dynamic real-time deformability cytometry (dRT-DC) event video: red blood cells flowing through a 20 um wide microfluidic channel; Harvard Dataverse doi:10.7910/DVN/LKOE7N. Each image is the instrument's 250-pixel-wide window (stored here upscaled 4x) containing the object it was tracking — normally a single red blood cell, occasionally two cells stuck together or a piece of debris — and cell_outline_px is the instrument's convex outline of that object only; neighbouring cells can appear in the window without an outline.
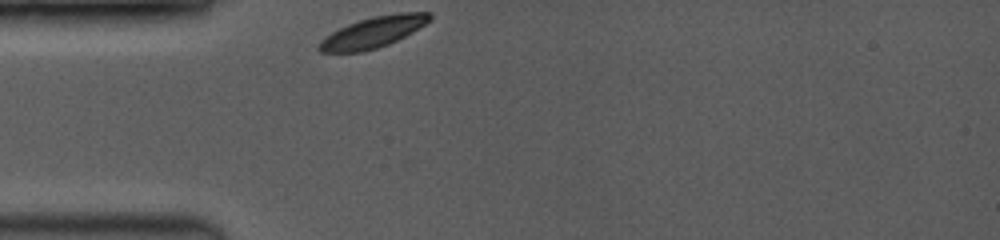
{"species": "common noctule bat (a hibernating species)", "species_latin": "Nyctalus noctula", "temperature_condition": "room temperature", "stored_images_in_passage": 5, "camera_frame_rate_fps": 3500, "um_per_image_px": 0.085, "animal": {"sex": "female", "body_mass_g": 19.0, "forearm_length_mm": 53.3}, "frame": {"image": 1, "passage_image": 1, "time_ms": 0.0, "image_size_px": [1000, 240], "cell_outline_px": [[432, 20], [412, 32], [388, 44], [376, 48], [360, 52], [320, 52], [316, 48], [316, 44], [320, 40], [332, 32], [348, 24], [360, 20], [376, 16], [400, 12], [432, 12]], "centroid_in_image_um": [31.71, 2.74], "position_along_channel_um": 53.3, "area_um2": 19.83}}
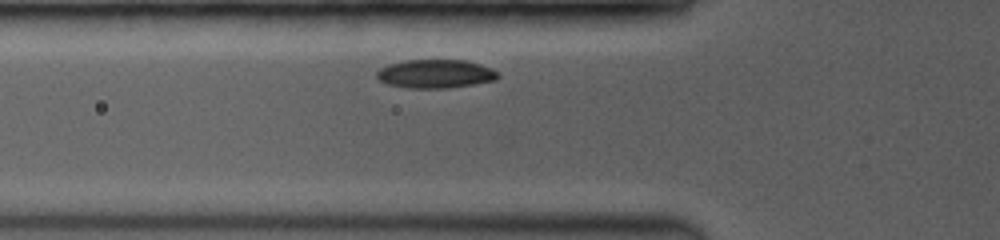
{"frame": {"image": 2, "passage_image": 4, "time_ms": 1.143, "image_size_px": [1000, 240], "cell_outline_px": [[500, 76], [496, 80], [448, 88], [404, 88], [388, 84], [380, 80], [376, 76], [376, 72], [380, 68], [388, 64], [404, 60], [464, 60], [480, 64], [492, 68]], "centroid_in_image_um": [36.99, 6.27], "position_along_channel_um": 88.8, "area_um2": 20.23}}